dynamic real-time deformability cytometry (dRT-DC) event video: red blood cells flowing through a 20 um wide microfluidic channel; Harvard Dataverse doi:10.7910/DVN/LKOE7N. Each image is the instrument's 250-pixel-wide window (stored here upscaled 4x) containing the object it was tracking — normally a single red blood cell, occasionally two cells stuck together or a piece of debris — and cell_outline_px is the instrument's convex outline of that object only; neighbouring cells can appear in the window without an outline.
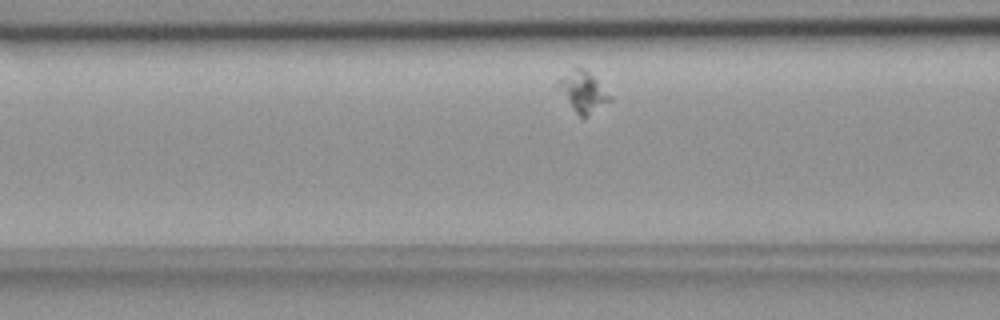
{"species": "common noctule bat (a hibernating species)", "species_latin": "Nyctalus noctula", "temperature_condition": "room temperature", "stored_images_in_passage": 37, "camera_frame_rate_fps": 3000, "um_per_image_px": 0.085, "animal": {"sex": "female", "body_mass_g": 18.4}, "frame": {"image": 1, "passage_image": 7, "time_ms": 2.0, "image_size_px": [1000, 320], "cell_outline_px": [[612, 100], [584, 116], [580, 116], [572, 108], [556, 84], [556, 80], [576, 68], [584, 68], [612, 96]], "centroid_in_image_um": [49.55, 7.78], "position_along_channel_um": 117.1, "area_um2": 11.56}}
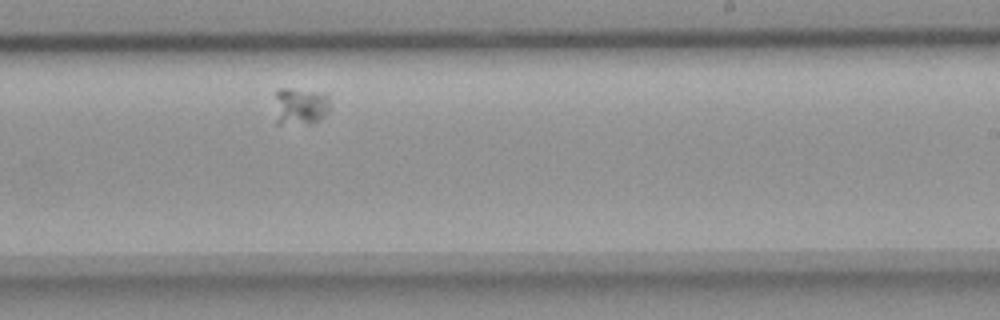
{"frame": {"image": 2, "passage_image": 20, "time_ms": 6.333, "image_size_px": [1000, 320], "cell_outline_px": [[328, 108], [324, 116], [320, 120], [312, 124], [276, 124], [276, 92], [280, 88], [288, 88], [328, 92]], "centroid_in_image_um": [25.53, 9.02], "position_along_channel_um": 263.5, "area_um2": 12.25}}
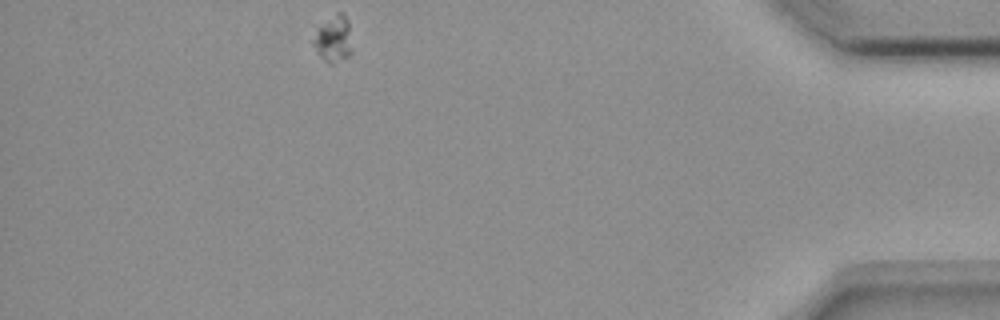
{"frame": {"image": 3, "passage_image": 37, "time_ms": 12.0, "image_size_px": [1000, 320], "cell_outline_px": [[352, 52], [348, 56], [332, 64], [324, 60], [316, 52], [312, 44], [312, 40], [320, 28], [336, 12], [344, 12], [348, 20]], "centroid_in_image_um": [28.36, 3.32], "position_along_channel_um": 406.8, "area_um2": 10.23}}